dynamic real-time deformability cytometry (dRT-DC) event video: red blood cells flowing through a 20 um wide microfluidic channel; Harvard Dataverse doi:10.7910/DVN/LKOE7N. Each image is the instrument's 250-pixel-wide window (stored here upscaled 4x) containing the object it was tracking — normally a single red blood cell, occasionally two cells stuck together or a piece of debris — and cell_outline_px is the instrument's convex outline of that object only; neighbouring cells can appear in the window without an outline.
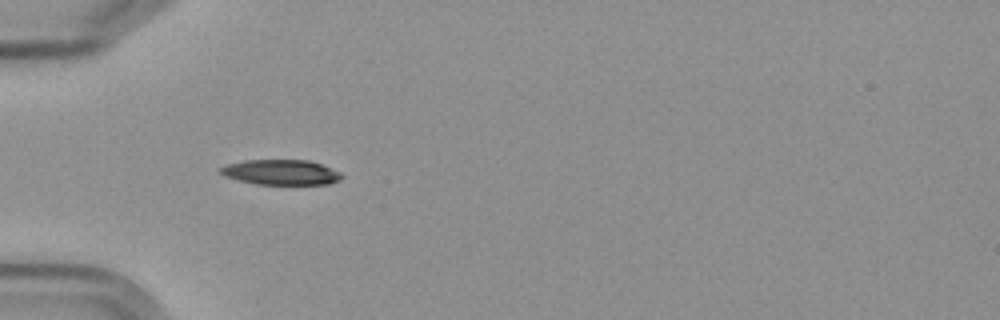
{"species": "Egyptian fruit bat (a non-hibernating species)", "species_latin": "Rousettus aegyptiacus", "temperature_condition": "cold", "stored_images_in_passage": 3, "camera_frame_rate_fps": 3000, "um_per_image_px": 0.085, "frame": {"image": 1, "passage_image": 1, "time_ms": 0.0, "image_size_px": [1000, 320], "cell_outline_px": [[344, 176], [328, 184], [256, 184], [224, 176], [216, 168], [228, 164], [244, 160], [308, 160], [320, 164], [340, 172]], "centroid_in_image_um": [23.83, 14.63], "position_along_channel_um": 61.2, "area_um2": 17.63}}
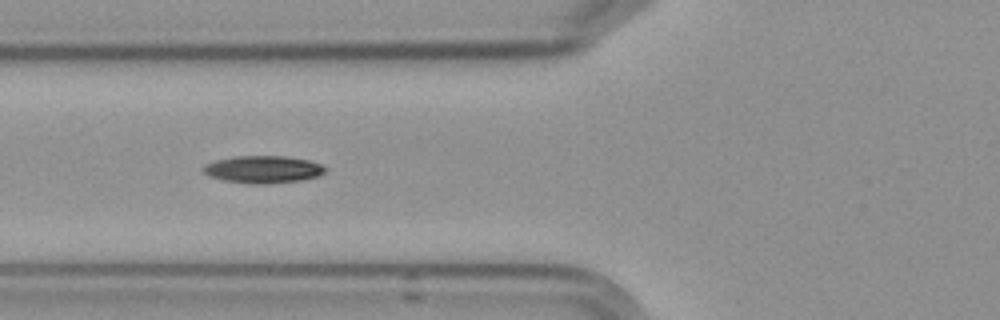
{"frame": {"image": 2, "passage_image": 2, "time_ms": 1.333, "image_size_px": [1000, 320], "cell_outline_px": [[328, 168], [320, 176], [300, 180], [268, 184], [248, 184], [224, 180], [208, 176], [200, 168], [204, 164], [216, 160], [236, 156], [284, 156], [308, 160], [320, 164]], "centroid_in_image_um": [22.34, 14.4], "position_along_channel_um": 103.5, "area_um2": 19.59}}
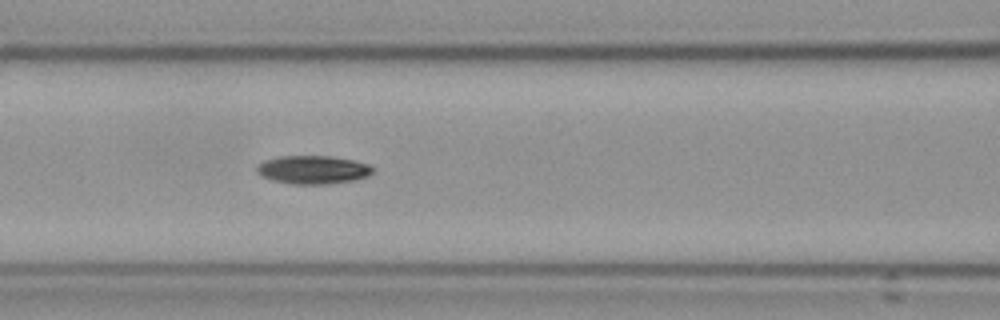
{"frame": {"image": 3, "passage_image": 3, "time_ms": 2.333, "image_size_px": [1000, 320], "cell_outline_px": [[372, 172], [368, 176], [352, 180], [328, 184], [292, 184], [272, 180], [260, 176], [256, 172], [256, 164], [264, 160], [280, 156], [332, 156], [352, 160], [368, 164], [372, 168]], "centroid_in_image_um": [26.53, 14.42], "position_along_channel_um": 140.1, "area_um2": 19.19}}